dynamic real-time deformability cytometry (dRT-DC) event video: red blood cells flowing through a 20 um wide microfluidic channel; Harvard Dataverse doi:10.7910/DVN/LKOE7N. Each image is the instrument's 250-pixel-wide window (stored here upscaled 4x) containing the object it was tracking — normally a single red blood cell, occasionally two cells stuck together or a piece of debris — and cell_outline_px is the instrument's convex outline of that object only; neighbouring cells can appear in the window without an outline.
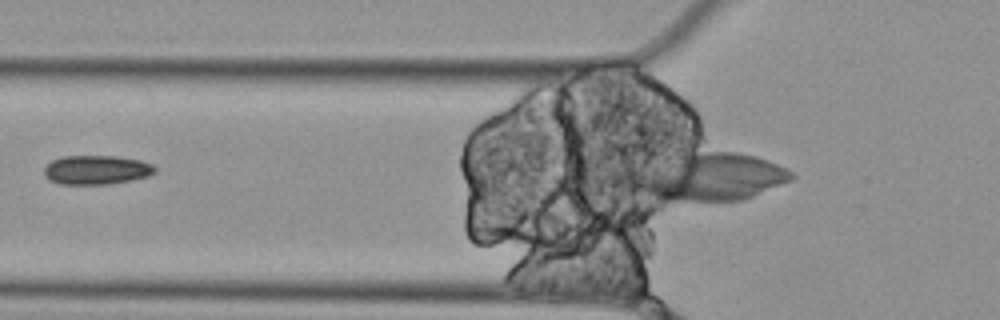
{"species": "Egyptian fruit bat (a non-hibernating species)", "species_latin": "Rousettus aegyptiacus", "temperature_condition": "cold", "stored_images_in_passage": 8, "camera_frame_rate_fps": 3000, "um_per_image_px": 0.085, "animal": {"sex": "female"}, "frame": {"image": 1, "passage_image": 5, "time_ms": 1.333, "image_size_px": [1000, 320], "cell_outline_px": [[156, 172], [148, 176], [132, 180], [108, 184], [60, 184], [48, 180], [44, 176], [44, 168], [52, 160], [64, 156], [116, 156], [140, 160], [152, 164], [156, 168]], "centroid_in_image_um": [8.19, 14.44], "position_along_channel_um": 117.6, "area_um2": 18.9}}
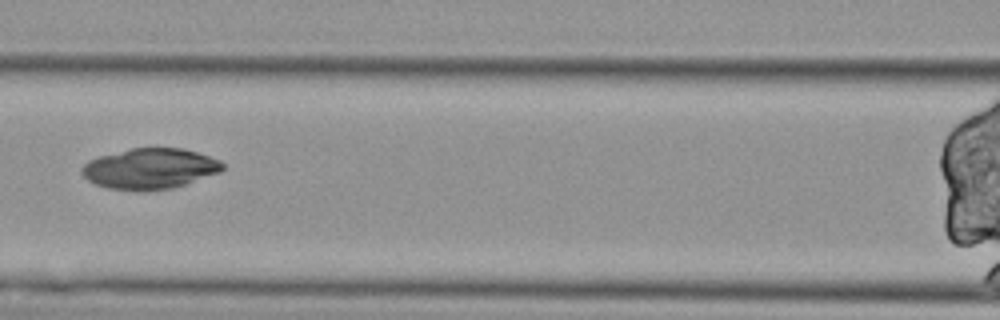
{"frame": {"image": 2, "passage_image": 7, "time_ms": 2.0, "image_size_px": [1000, 320], "cell_outline_px": [[224, 168], [220, 172], [172, 188], [136, 192], [108, 188], [96, 184], [88, 180], [80, 172], [80, 168], [88, 160], [100, 156], [132, 148], [184, 148], [220, 160], [224, 164]], "centroid_in_image_um": [12.72, 14.34], "position_along_channel_um": 153.9, "area_um2": 33.35}}
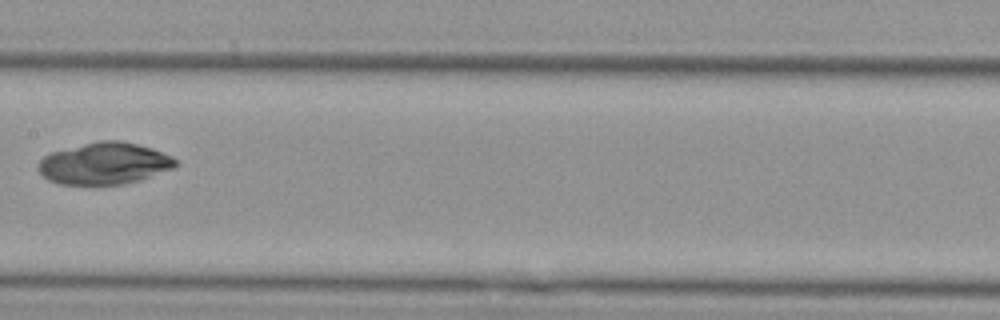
{"frame": {"image": 3, "passage_image": 8, "time_ms": 2.333, "image_size_px": [1000, 320], "cell_outline_px": [[180, 164], [176, 168], [140, 180], [124, 184], [60, 184], [48, 180], [36, 168], [36, 164], [44, 156], [52, 152], [100, 140], [120, 140], [152, 148], [172, 156]], "centroid_in_image_um": [8.9, 13.9], "position_along_channel_um": 198.5, "area_um2": 33.52}}